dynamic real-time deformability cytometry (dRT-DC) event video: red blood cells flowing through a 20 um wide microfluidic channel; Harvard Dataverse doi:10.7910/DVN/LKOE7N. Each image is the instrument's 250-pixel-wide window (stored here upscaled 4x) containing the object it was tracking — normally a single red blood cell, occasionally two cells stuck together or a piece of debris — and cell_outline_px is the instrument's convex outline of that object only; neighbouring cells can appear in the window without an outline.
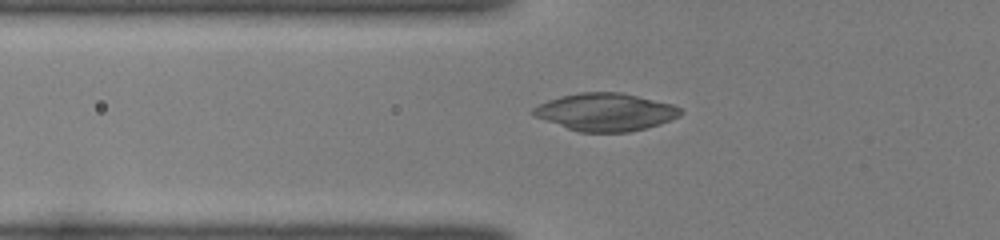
{"species": "common noctule bat (a hibernating species)", "species_latin": "Nyctalus noctula", "temperature_condition": "room temperature", "stored_images_in_passage": 35, "camera_frame_rate_fps": 3000, "um_per_image_px": 0.085, "animal": {"sex": "female", "body_mass_g": 22.0, "forearm_length_mm": 56.7}, "frame": {"image": 1, "passage_image": 3, "time_ms": 0.667, "image_size_px": [1000, 240], "cell_outline_px": [[684, 112], [680, 116], [660, 124], [628, 132], [580, 132], [568, 128], [536, 116], [532, 112], [532, 108], [548, 100], [560, 96], [580, 92], [620, 92], [672, 104], [680, 108]], "centroid_in_image_um": [51.5, 9.51], "position_along_channel_um": 74.3, "area_um2": 31.96}}
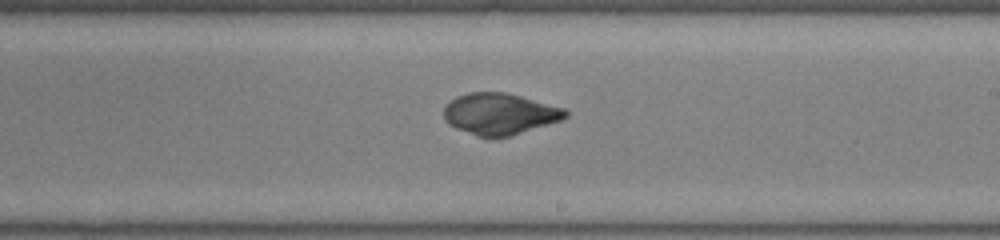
{"frame": {"image": 2, "passage_image": 16, "time_ms": 5.0, "image_size_px": [1000, 240], "cell_outline_px": [[568, 116], [560, 120], [512, 136], [492, 140], [476, 136], [456, 128], [448, 124], [444, 120], [444, 108], [456, 96], [468, 92], [504, 92], [520, 96], [564, 108], [568, 112]], "centroid_in_image_um": [42.45, 9.71], "position_along_channel_um": 246.6, "area_um2": 29.59}}
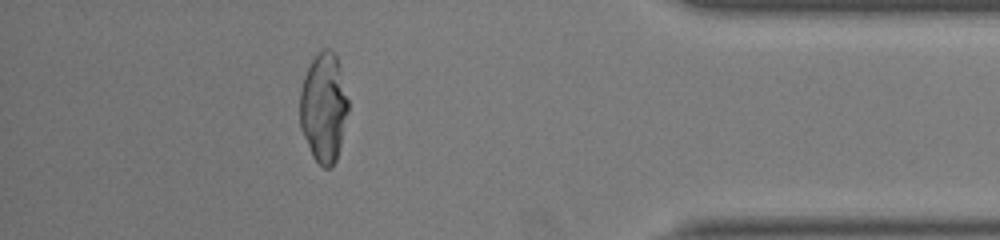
{"frame": {"image": 3, "passage_image": 30, "time_ms": 9.667, "image_size_px": [1000, 240], "cell_outline_px": [[348, 112], [336, 160], [332, 168], [324, 168], [312, 156], [300, 128], [300, 92], [304, 76], [312, 60], [324, 48], [332, 48], [336, 56], [340, 68], [348, 100]], "centroid_in_image_um": [27.51, 9.15], "position_along_channel_um": 407.7, "area_um2": 30.63}}